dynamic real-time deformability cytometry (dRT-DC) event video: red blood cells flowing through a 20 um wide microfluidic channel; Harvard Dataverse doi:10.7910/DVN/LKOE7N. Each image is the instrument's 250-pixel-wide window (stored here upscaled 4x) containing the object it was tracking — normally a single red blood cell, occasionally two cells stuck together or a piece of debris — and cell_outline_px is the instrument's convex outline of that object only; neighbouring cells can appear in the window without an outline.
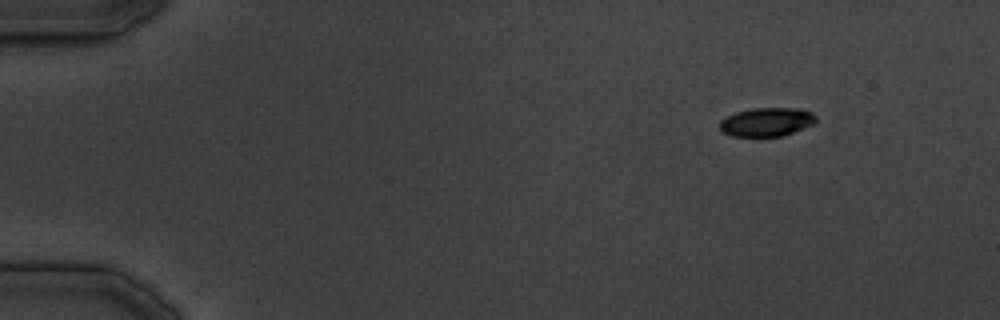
{"species": "common noctule bat (a hibernating species)", "species_latin": "Nyctalus noctula", "temperature_condition": "cold", "stored_images_in_passage": 10, "camera_frame_rate_fps": 3000, "um_per_image_px": 0.085, "animal": {"sex": "male", "body_mass_g": 19.5, "forearm_length_mm": 54.6}, "frame": {"image": 1, "passage_image": 1, "time_ms": 0.0, "image_size_px": [1000, 320], "cell_outline_px": [[816, 120], [812, 124], [792, 132], [780, 136], [732, 136], [724, 132], [720, 128], [720, 120], [736, 112], [752, 108], [796, 108], [812, 112], [816, 116]], "centroid_in_image_um": [65.16, 10.35], "position_along_channel_um": 19.8, "area_um2": 15.84}}